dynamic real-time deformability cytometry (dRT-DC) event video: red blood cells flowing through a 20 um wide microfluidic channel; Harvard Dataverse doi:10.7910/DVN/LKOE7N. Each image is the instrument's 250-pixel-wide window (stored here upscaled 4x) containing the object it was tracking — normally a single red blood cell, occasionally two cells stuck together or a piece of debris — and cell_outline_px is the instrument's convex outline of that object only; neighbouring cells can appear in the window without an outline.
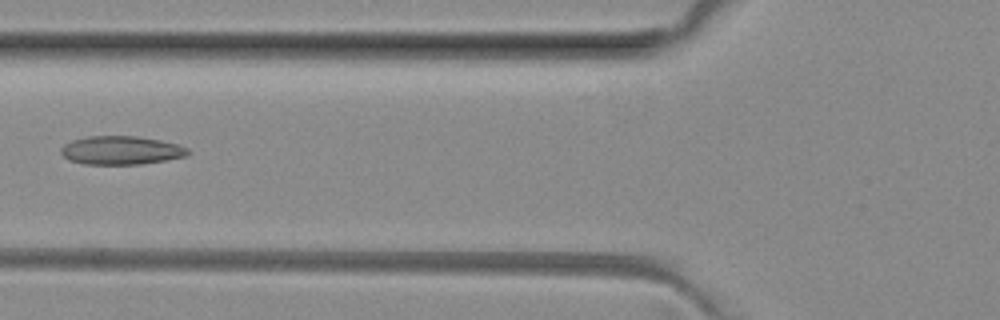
{"species": "common noctule bat (a hibernating species)", "species_latin": "Nyctalus noctula", "temperature_condition": "room temperature", "stored_images_in_passage": 6, "camera_frame_rate_fps": 3000, "um_per_image_px": 0.085, "animal": {"sex": "female", "body_mass_g": 29.2, "forearm_length_mm": 56.3}, "frame": {"image": 1, "passage_image": 6, "time_ms": 5.667, "image_size_px": [1000, 320], "cell_outline_px": [[188, 156], [140, 164], [84, 164], [68, 160], [60, 152], [60, 148], [64, 144], [72, 140], [88, 136], [136, 136], [160, 140], [176, 144], [188, 148]], "centroid_in_image_um": [10.26, 12.77], "position_along_channel_um": 115.5, "area_um2": 21.04}}